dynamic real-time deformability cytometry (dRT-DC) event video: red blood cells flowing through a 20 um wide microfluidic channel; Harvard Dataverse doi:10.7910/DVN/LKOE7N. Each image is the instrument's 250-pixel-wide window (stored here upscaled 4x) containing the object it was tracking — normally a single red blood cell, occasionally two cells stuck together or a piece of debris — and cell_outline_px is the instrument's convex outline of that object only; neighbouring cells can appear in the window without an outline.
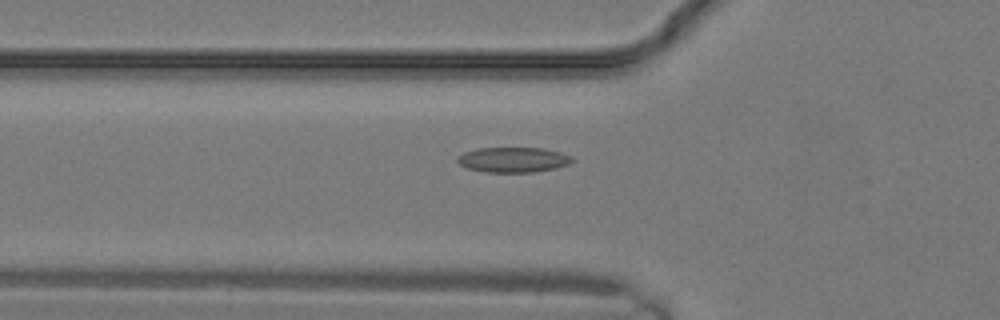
{"species": "common noctule bat (a hibernating species)", "species_latin": "Nyctalus noctula", "temperature_condition": "warm", "stored_images_in_passage": 7, "camera_frame_rate_fps": 3000, "um_per_image_px": 0.085, "animal": {"sex": "male", "body_mass_g": 19.2, "forearm_length_mm": 51.8}, "frame": {"image": 1, "passage_image": 5, "time_ms": 1.333, "image_size_px": [1000, 320], "cell_outline_px": [[576, 160], [568, 164], [556, 168], [536, 172], [484, 172], [468, 168], [460, 164], [456, 160], [456, 156], [464, 152], [480, 148], [544, 148], [560, 152], [572, 156]], "centroid_in_image_um": [43.64, 13.58], "position_along_channel_um": 82.2, "area_um2": 16.94}}
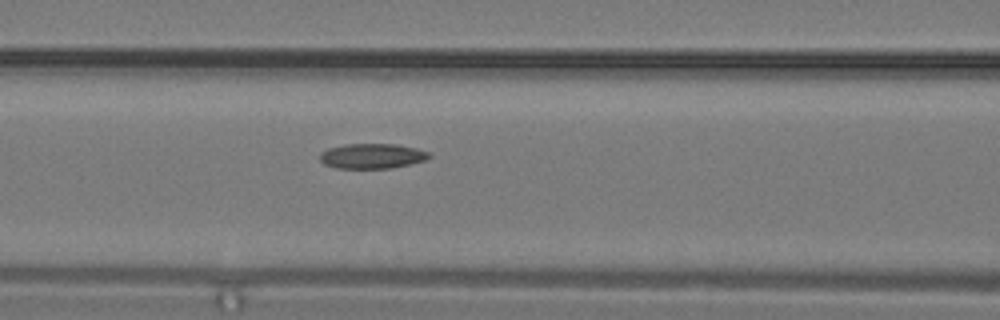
{"frame": {"image": 2, "passage_image": 7, "time_ms": 2.0, "image_size_px": [1000, 320], "cell_outline_px": [[432, 156], [424, 160], [392, 168], [336, 168], [324, 164], [320, 160], [320, 152], [328, 148], [344, 144], [396, 144], [416, 148], [428, 152]], "centroid_in_image_um": [31.59, 13.26], "position_along_channel_um": 135.0, "area_um2": 15.9}}